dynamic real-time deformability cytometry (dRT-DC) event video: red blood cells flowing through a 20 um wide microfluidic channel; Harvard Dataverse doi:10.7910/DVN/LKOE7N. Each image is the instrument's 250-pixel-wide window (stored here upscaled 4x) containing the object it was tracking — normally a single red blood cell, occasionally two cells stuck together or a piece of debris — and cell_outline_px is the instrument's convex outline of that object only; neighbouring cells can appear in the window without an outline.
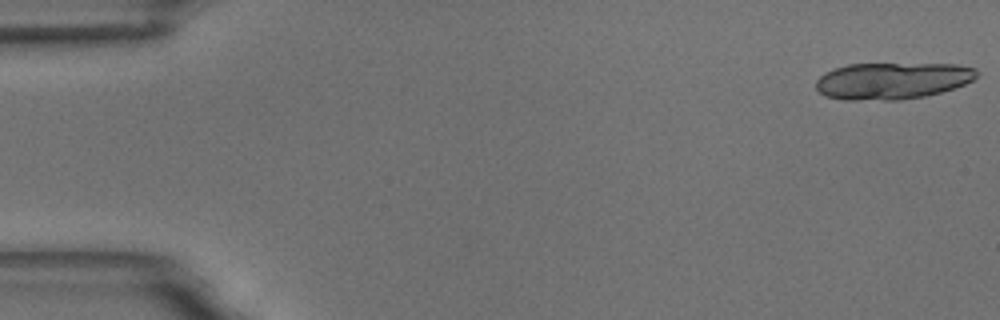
{"species": "common noctule bat (a hibernating species)", "species_latin": "Nyctalus noctula", "temperature_condition": "room temperature", "stored_images_in_passage": 18, "camera_frame_rate_fps": 3000, "um_per_image_px": 0.085, "animal": {"sex": "male", "body_mass_g": 18.8}, "frame": {"image": 1, "passage_image": 1, "time_ms": 0.0, "image_size_px": [1000, 320], "cell_outline_px": [[980, 72], [972, 80], [964, 84], [940, 92], [924, 96], [900, 100], [844, 100], [824, 96], [816, 88], [816, 80], [820, 76], [836, 68], [848, 64], [956, 64], [976, 68]], "centroid_in_image_um": [75.84, 6.87], "position_along_channel_um": 9.2, "area_um2": 34.39}}